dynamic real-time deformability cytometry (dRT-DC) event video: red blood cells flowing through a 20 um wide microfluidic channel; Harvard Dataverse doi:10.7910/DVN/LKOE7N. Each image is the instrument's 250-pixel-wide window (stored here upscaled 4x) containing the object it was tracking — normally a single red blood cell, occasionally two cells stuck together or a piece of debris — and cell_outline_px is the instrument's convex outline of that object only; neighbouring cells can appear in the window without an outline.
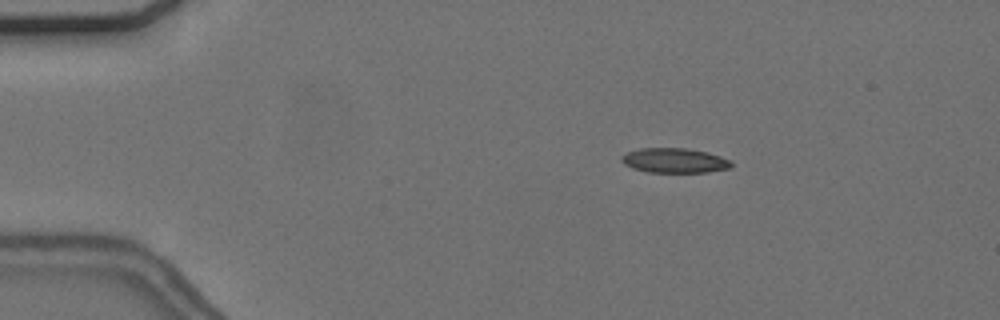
{"species": "common noctule bat (a hibernating species)", "species_latin": "Nyctalus noctula", "temperature_condition": "cold", "stored_images_in_passage": 47, "camera_frame_rate_fps": 3000, "um_per_image_px": 0.085, "animal": {"sex": "female", "body_mass_g": 24.6, "forearm_length_mm": 56.2}, "frame": {"image": 1, "passage_image": 1, "time_ms": 0.0, "image_size_px": [1000, 320], "cell_outline_px": [[732, 168], [708, 172], [648, 172], [632, 168], [624, 164], [620, 160], [620, 156], [628, 152], [640, 148], [688, 148], [708, 152], [732, 160]], "centroid_in_image_um": [57.35, 13.64], "position_along_channel_um": 27.6, "area_um2": 16.01}}
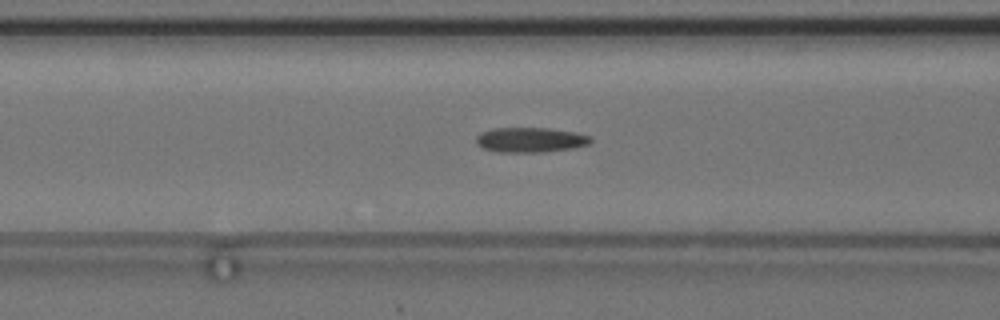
{"frame": {"image": 2, "passage_image": 14, "time_ms": 4.333, "image_size_px": [1000, 320], "cell_outline_px": [[592, 140], [588, 144], [572, 148], [544, 152], [496, 152], [484, 148], [476, 144], [476, 136], [480, 132], [492, 128], [548, 128], [576, 132], [592, 136]], "centroid_in_image_um": [45.07, 11.88], "position_along_channel_um": 121.5, "area_um2": 16.76}}
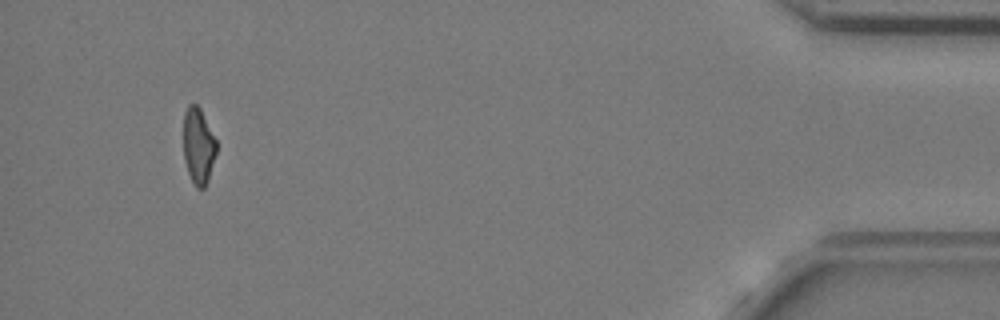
{"frame": {"image": 3, "passage_image": 44, "time_ms": 14.333, "image_size_px": [1000, 320], "cell_outline_px": [[216, 152], [208, 180], [204, 188], [196, 188], [188, 172], [184, 160], [184, 112], [188, 104], [196, 104], [200, 108], [216, 140]], "centroid_in_image_um": [16.85, 12.39], "position_along_channel_um": 418.3, "area_um2": 14.45}}